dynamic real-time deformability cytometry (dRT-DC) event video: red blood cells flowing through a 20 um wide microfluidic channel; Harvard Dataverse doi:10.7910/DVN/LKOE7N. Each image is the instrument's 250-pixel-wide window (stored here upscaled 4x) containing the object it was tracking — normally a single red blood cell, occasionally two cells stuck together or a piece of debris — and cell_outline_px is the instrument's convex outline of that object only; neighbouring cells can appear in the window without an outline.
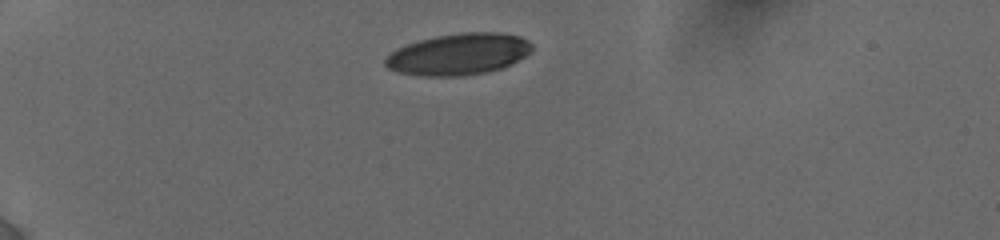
{"species": "human", "species_latin": "Homo sapiens", "temperature_condition": "cold", "stored_images_in_passage": 16, "camera_frame_rate_fps": 3000, "um_per_image_px": 0.085, "donor": {"sex": "female"}, "frame": {"image": 1, "passage_image": 1, "time_ms": 0.0, "image_size_px": [1000, 240], "cell_outline_px": [[532, 52], [512, 64], [504, 68], [488, 72], [464, 76], [416, 76], [400, 72], [388, 68], [384, 64], [384, 60], [396, 48], [420, 40], [436, 36], [460, 32], [500, 32], [520, 36], [528, 40], [532, 44]], "centroid_in_image_um": [39.02, 4.61], "position_along_channel_um": 46.0, "area_um2": 35.84}}
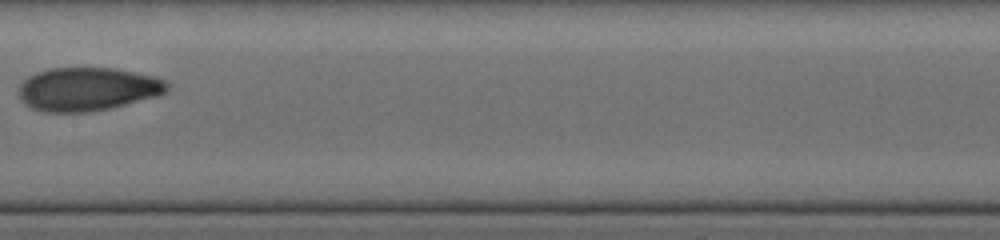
{"frame": {"image": 2, "passage_image": 10, "time_ms": 5.333, "image_size_px": [1000, 240], "cell_outline_px": [[168, 88], [164, 92], [156, 96], [108, 108], [84, 112], [44, 112], [32, 108], [20, 100], [16, 92], [20, 84], [28, 76], [36, 72], [48, 68], [112, 68], [152, 76], [164, 80], [168, 84]], "centroid_in_image_um": [7.35, 7.57], "position_along_channel_um": 200.1, "area_um2": 37.28}}
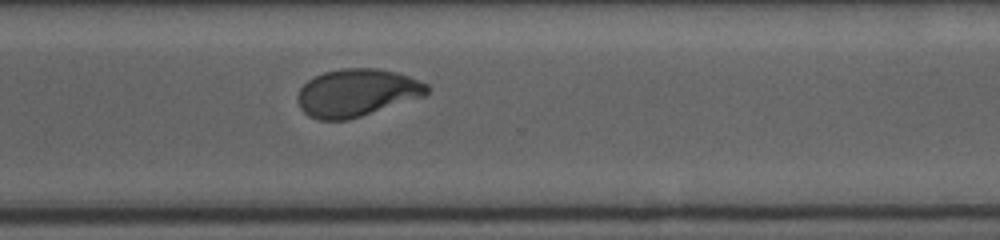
{"frame": {"image": 3, "passage_image": 16, "time_ms": 9.0, "image_size_px": [1000, 240], "cell_outline_px": [[432, 88], [424, 96], [348, 120], [320, 120], [308, 116], [300, 108], [296, 96], [300, 88], [308, 80], [324, 72], [340, 68], [376, 68], [396, 72], [408, 76], [428, 84]], "centroid_in_image_um": [30.32, 7.88], "position_along_channel_um": 340.3, "area_um2": 35.89}}